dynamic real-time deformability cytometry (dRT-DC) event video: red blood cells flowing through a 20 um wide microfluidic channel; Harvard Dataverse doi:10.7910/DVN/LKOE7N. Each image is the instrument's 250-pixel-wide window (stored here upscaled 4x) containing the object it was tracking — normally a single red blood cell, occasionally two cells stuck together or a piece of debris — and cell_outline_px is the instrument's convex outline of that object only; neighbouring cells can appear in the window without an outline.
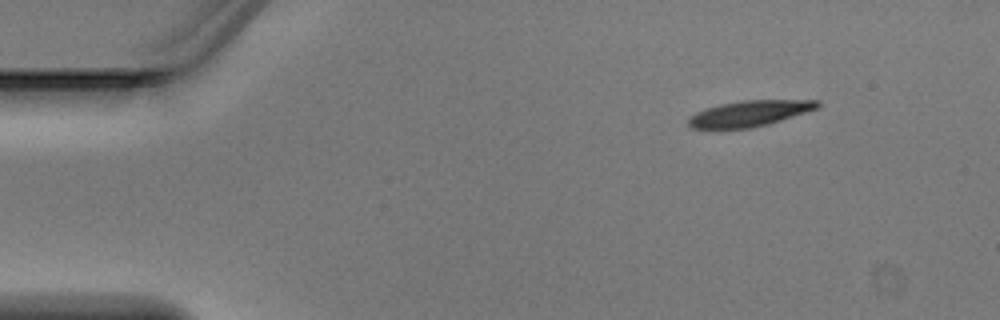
{"species": "Egyptian fruit bat (a non-hibernating species)", "species_latin": "Rousettus aegyptiacus", "temperature_condition": "warm", "stored_images_in_passage": 4, "camera_frame_rate_fps": 3000, "um_per_image_px": 0.085, "animal": {"sex": "male"}, "frame": {"image": 1, "passage_image": 1, "time_ms": 0.0, "image_size_px": [1000, 320], "cell_outline_px": [[820, 108], [768, 124], [752, 128], [692, 128], [688, 124], [688, 116], [704, 108], [720, 104], [744, 100], [820, 100]], "centroid_in_image_um": [63.72, 9.63], "position_along_channel_um": 21.3, "area_um2": 19.48}}
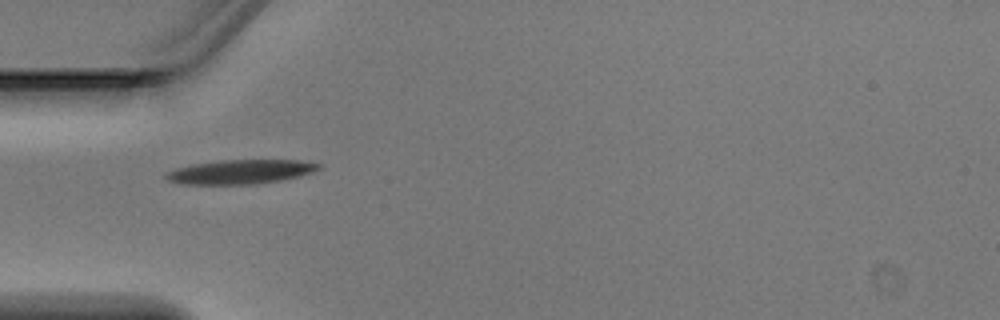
{"frame": {"image": 2, "passage_image": 3, "time_ms": 0.667, "image_size_px": [1000, 320], "cell_outline_px": [[320, 168], [312, 172], [300, 176], [280, 180], [256, 184], [180, 184], [168, 180], [164, 176], [164, 172], [176, 168], [192, 164], [220, 160], [300, 160], [320, 164]], "centroid_in_image_um": [20.4, 14.6], "position_along_channel_um": 64.6, "area_um2": 21.56}}
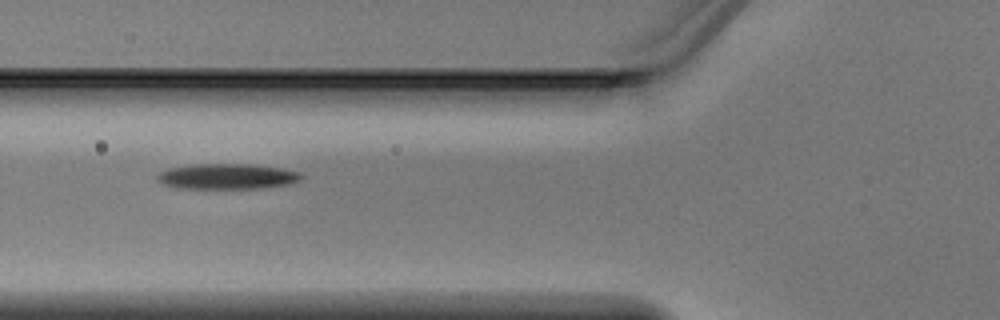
{"frame": {"image": 3, "passage_image": 4, "time_ms": 1.0, "image_size_px": [1000, 320], "cell_outline_px": [[304, 176], [300, 180], [292, 184], [260, 188], [176, 188], [164, 184], [156, 180], [156, 176], [160, 172], [168, 168], [192, 164], [252, 164], [280, 168], [300, 172]], "centroid_in_image_um": [19.31, 14.99], "position_along_channel_um": 106.5, "area_um2": 21.5}}